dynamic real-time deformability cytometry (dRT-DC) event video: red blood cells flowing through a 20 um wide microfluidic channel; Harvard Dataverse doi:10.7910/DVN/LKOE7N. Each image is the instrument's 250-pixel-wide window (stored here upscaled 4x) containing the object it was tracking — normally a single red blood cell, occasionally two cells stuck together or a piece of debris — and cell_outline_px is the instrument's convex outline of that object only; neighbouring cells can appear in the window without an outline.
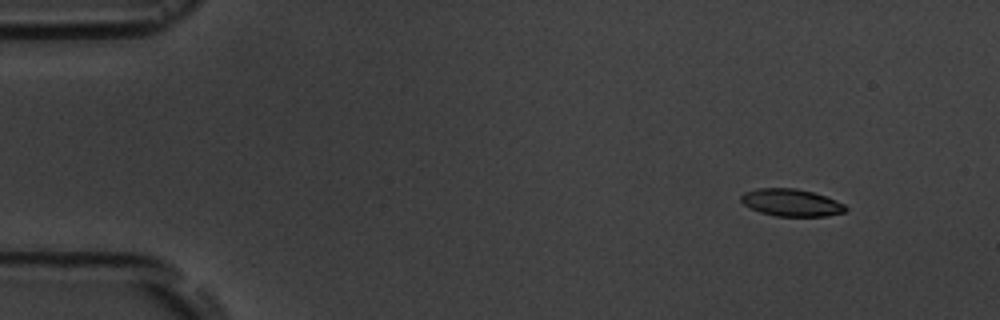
{"species": "common noctule bat (a hibernating species)", "species_latin": "Nyctalus noctula", "temperature_condition": "room temperature", "stored_images_in_passage": 6, "camera_frame_rate_fps": 3000, "um_per_image_px": 0.085, "animal": {"sex": "male", "body_mass_g": 19.5, "forearm_length_mm": 54.6}, "frame": {"image": 1, "passage_image": 1, "time_ms": 0.0, "image_size_px": [1000, 320], "cell_outline_px": [[848, 208], [844, 212], [824, 216], [776, 216], [760, 212], [744, 204], [740, 200], [740, 196], [744, 192], [756, 188], [796, 188], [812, 192], [836, 200], [844, 204]], "centroid_in_image_um": [67.24, 17.21], "position_along_channel_um": 17.8, "area_um2": 16.53}}
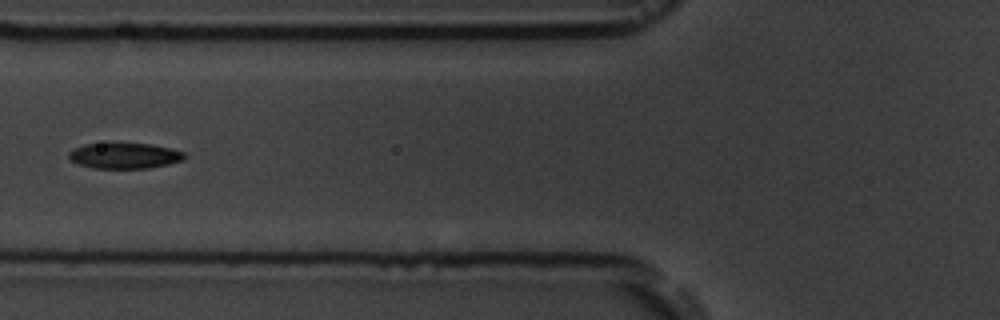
{"frame": {"image": 2, "passage_image": 5, "time_ms": 5.333, "image_size_px": [1000, 320], "cell_outline_px": [[188, 156], [184, 160], [168, 164], [148, 168], [92, 168], [76, 164], [68, 156], [68, 152], [72, 148], [84, 144], [108, 140], [116, 140], [152, 144], [184, 152]], "centroid_in_image_um": [10.53, 13.18], "position_along_channel_um": 115.3, "area_um2": 18.38}}
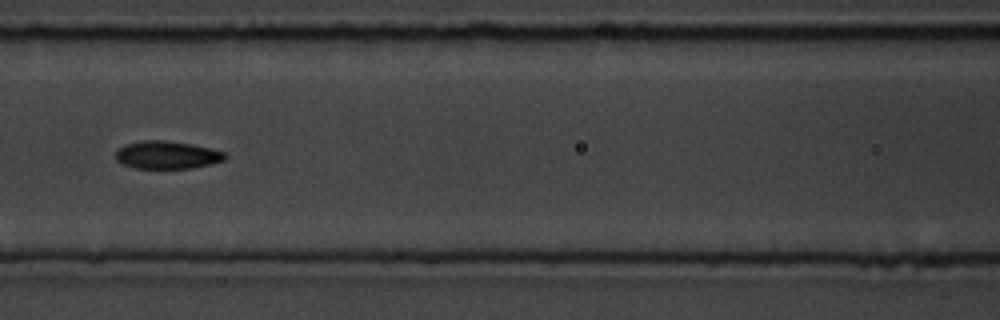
{"frame": {"image": 3, "passage_image": 6, "time_ms": 6.333, "image_size_px": [1000, 320], "cell_outline_px": [[228, 156], [224, 160], [212, 164], [192, 168], [136, 168], [124, 164], [116, 160], [116, 152], [124, 144], [144, 140], [164, 140], [192, 144], [224, 152]], "centroid_in_image_um": [14.21, 13.17], "position_along_channel_um": 152.4, "area_um2": 17.63}}